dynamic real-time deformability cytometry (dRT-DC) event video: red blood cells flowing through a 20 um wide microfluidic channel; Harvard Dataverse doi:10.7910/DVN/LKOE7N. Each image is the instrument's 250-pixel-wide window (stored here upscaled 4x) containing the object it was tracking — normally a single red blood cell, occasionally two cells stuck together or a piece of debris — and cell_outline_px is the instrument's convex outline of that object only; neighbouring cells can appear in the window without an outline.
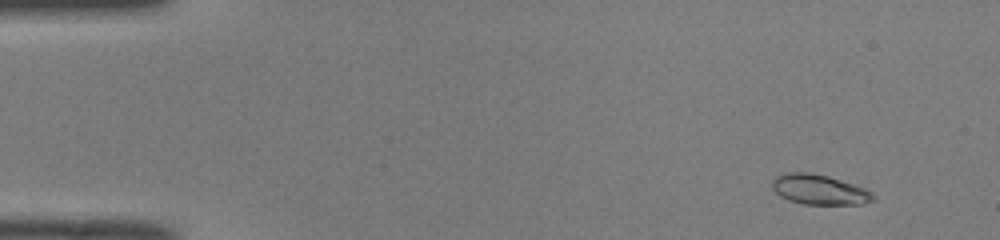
{"species": "common noctule bat (a hibernating species)", "species_latin": "Nyctalus noctula", "temperature_condition": "room temperature", "stored_images_in_passage": 52, "camera_frame_rate_fps": 3000, "um_per_image_px": 0.085, "animal": {"sex": "male", "body_mass_g": 19.0, "forearm_length_mm": 50.8}, "frame": {"image": 1, "passage_image": 5, "time_ms": 1.333, "image_size_px": [1000, 240], "cell_outline_px": [[876, 196], [872, 200], [860, 204], [804, 204], [788, 200], [780, 196], [772, 188], [772, 180], [776, 176], [784, 172], [808, 172], [828, 176], [864, 188], [872, 192]], "centroid_in_image_um": [69.6, 16.11], "position_along_channel_um": 15.4, "area_um2": 17.57}}
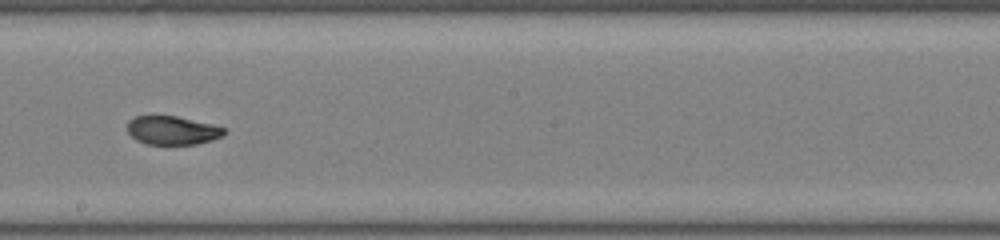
{"frame": {"image": 2, "passage_image": 30, "time_ms": 9.667, "image_size_px": [1000, 240], "cell_outline_px": [[224, 132], [220, 136], [212, 140], [196, 144], [144, 144], [136, 140], [128, 132], [128, 120], [136, 116], [176, 116], [212, 124], [224, 128]], "centroid_in_image_um": [14.61, 11.08], "position_along_channel_um": 233.6, "area_um2": 15.95}}
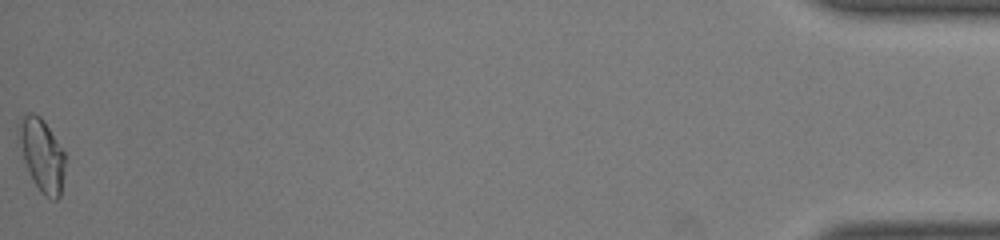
{"frame": {"image": 3, "passage_image": 52, "time_ms": 17.0, "image_size_px": [1000, 240], "cell_outline_px": [[64, 172], [60, 196], [56, 200], [52, 200], [44, 196], [36, 184], [24, 160], [16, 128], [24, 116], [28, 112], [32, 112], [40, 116], [44, 120], [64, 152]], "centroid_in_image_um": [3.56, 13.15], "position_along_channel_um": 431.6, "area_um2": 19.25}, "authors_computed_cell_mechanics": {"area_um2": 17.4267, "velocity_mm_per_s": 4.0066, "shape_relaxation_time_tau1_ms": 7.3853, "shape_relaxation_time_tau2_ms": 2.1415, "deformation_change_tau1": 0.2446, "deformation_change_tau2": 0.0412}}